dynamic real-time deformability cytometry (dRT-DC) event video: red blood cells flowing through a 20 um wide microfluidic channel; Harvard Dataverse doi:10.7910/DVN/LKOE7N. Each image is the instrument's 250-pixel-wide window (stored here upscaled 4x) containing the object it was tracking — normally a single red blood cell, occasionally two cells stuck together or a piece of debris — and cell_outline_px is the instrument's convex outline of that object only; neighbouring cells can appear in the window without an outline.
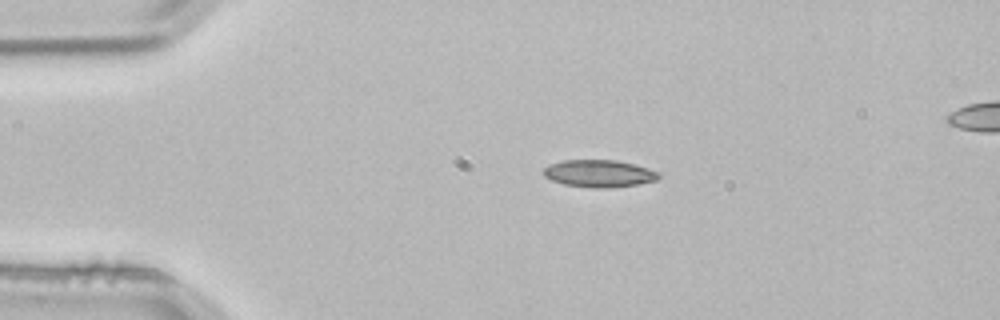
{"species": "common noctule bat (a hibernating species)", "species_latin": "Nyctalus noctula", "temperature_condition": "room temperature", "stored_images_in_passage": 3, "camera_frame_rate_fps": 3000, "um_per_image_px": 0.085, "animal": {"sex": "male", "body_mass_g": 21.5, "forearm_length_mm": 52.0}, "frame": {"image": 1, "passage_image": 1, "time_ms": 0.0, "image_size_px": [1000, 320], "cell_outline_px": [[660, 176], [656, 180], [636, 184], [612, 188], [596, 188], [564, 184], [552, 180], [544, 176], [544, 168], [548, 164], [564, 160], [616, 160], [648, 168], [660, 172]], "centroid_in_image_um": [50.92, 14.74], "position_along_channel_um": 34.1, "area_um2": 18.21}}